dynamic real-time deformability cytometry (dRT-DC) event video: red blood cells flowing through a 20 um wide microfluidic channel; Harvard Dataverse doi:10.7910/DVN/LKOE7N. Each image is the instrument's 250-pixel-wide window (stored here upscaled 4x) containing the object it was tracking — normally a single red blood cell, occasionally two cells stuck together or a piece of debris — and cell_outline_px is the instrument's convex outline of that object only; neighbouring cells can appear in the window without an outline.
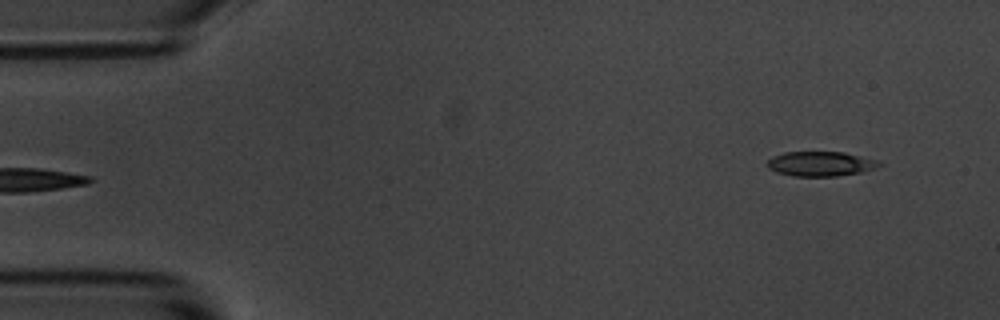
{"species": "common noctule bat (a hibernating species)", "species_latin": "Nyctalus noctula", "temperature_condition": "room temperature", "stored_images_in_passage": 5, "segment_of_instrument_passage": [2, 2], "camera_frame_rate_fps": 3000, "um_per_image_px": 0.085, "animal": {"sex": "male", "body_mass_g": 20.1, "forearm_length_mm": 53.5}, "frame": {"image": 1, "passage_image": 5, "time_ms": 4.667, "image_size_px": [1000, 320], "cell_outline_px": [[880, 164], [876, 168], [860, 172], [836, 176], [792, 176], [776, 172], [768, 168], [768, 160], [772, 156], [784, 152], [844, 152], [876, 160]], "centroid_in_image_um": [69.7, 13.92], "position_along_channel_um": 15.3, "area_um2": 15.95}}